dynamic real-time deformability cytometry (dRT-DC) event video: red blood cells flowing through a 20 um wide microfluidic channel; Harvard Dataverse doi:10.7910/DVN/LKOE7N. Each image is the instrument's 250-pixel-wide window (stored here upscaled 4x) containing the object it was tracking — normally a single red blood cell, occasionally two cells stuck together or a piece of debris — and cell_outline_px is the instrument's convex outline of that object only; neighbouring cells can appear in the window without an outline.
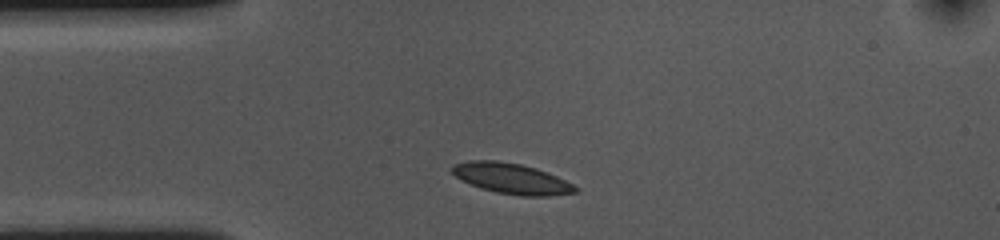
{"species": "common noctule bat (a hibernating species)", "species_latin": "Nyctalus noctula", "temperature_condition": "cold", "stored_images_in_passage": 32, "camera_frame_rate_fps": 3000, "um_per_image_px": 0.085, "animal": {"sex": "female", "body_mass_g": 10.0, "forearm_length_mm": 53.1}, "frame": {"image": 1, "passage_image": 1, "time_ms": 0.0, "image_size_px": [1000, 240], "cell_outline_px": [[580, 192], [548, 196], [520, 196], [496, 192], [480, 188], [460, 180], [452, 172], [452, 164], [468, 160], [496, 160], [520, 164], [536, 168], [548, 172], [580, 188]], "centroid_in_image_um": [43.48, 15.18], "position_along_channel_um": 41.5, "area_um2": 22.14}}
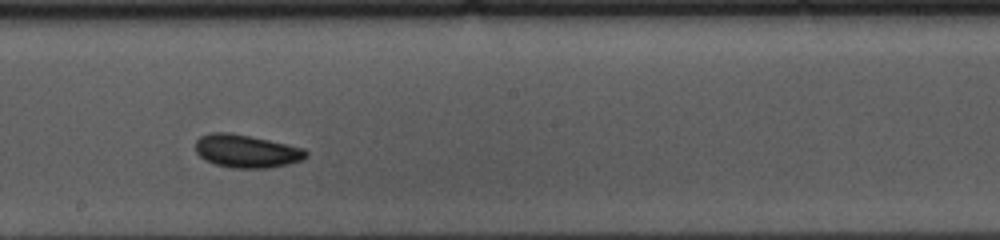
{"frame": {"image": 2, "passage_image": 18, "time_ms": 5.667, "image_size_px": [1000, 240], "cell_outline_px": [[308, 156], [304, 160], [288, 164], [268, 168], [232, 168], [216, 164], [204, 160], [196, 152], [196, 140], [200, 136], [208, 132], [228, 132], [288, 144], [304, 148], [308, 152]], "centroid_in_image_um": [20.96, 12.85], "position_along_channel_um": 227.2, "area_um2": 21.39}}
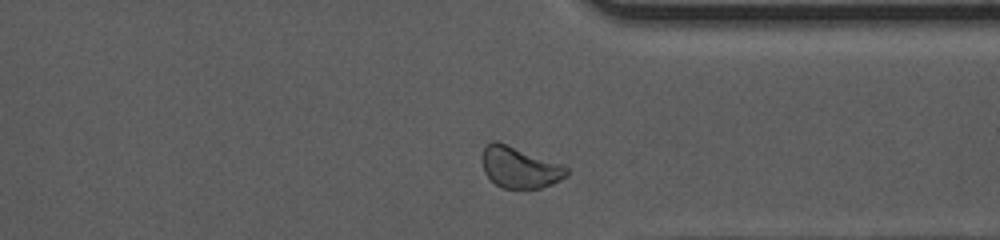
{"frame": {"image": 3, "passage_image": 30, "time_ms": 9.667, "image_size_px": [1000, 240], "cell_outline_px": [[568, 176], [552, 184], [540, 188], [500, 188], [484, 172], [480, 160], [484, 148], [492, 140], [496, 140], [560, 164], [568, 168]], "centroid_in_image_um": [44.14, 14.23], "position_along_channel_um": 367.3, "area_um2": 20.17}, "authors_computed_cell_mechanics": {"area_um2": 20.8369, "velocity_mm_per_s": 3.5603, "shape_relaxation_time_tau1_ms": null, "shape_relaxation_time_tau2_ms": 3.3697, "deformation_change_tau1": null, "deformation_change_tau2": 0.0656}}